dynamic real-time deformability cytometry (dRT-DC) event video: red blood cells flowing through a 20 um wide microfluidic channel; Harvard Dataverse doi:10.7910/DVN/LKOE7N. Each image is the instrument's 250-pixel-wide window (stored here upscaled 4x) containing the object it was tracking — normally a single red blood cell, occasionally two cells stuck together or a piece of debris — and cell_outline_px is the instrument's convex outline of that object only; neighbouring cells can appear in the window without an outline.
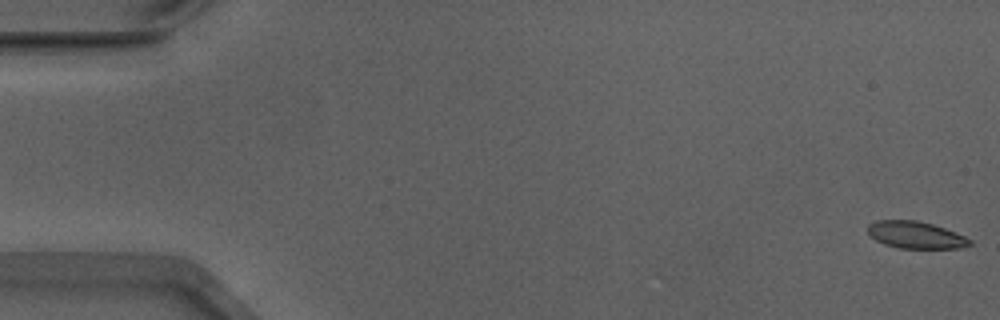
{"species": "Egyptian fruit bat (a non-hibernating species)", "species_latin": "Rousettus aegyptiacus", "temperature_condition": "warm", "stored_images_in_passage": 53, "camera_frame_rate_fps": 3000, "um_per_image_px": 0.085, "animal": {"sex": "male"}, "frame": {"image": 1, "passage_image": 1, "time_ms": 0.0, "image_size_px": [1000, 320], "cell_outline_px": [[972, 244], [964, 248], [896, 248], [884, 244], [876, 240], [868, 232], [868, 224], [876, 220], [916, 220], [932, 224], [956, 232], [972, 240]], "centroid_in_image_um": [77.85, 19.97], "position_along_channel_um": 7.2, "area_um2": 16.13}}
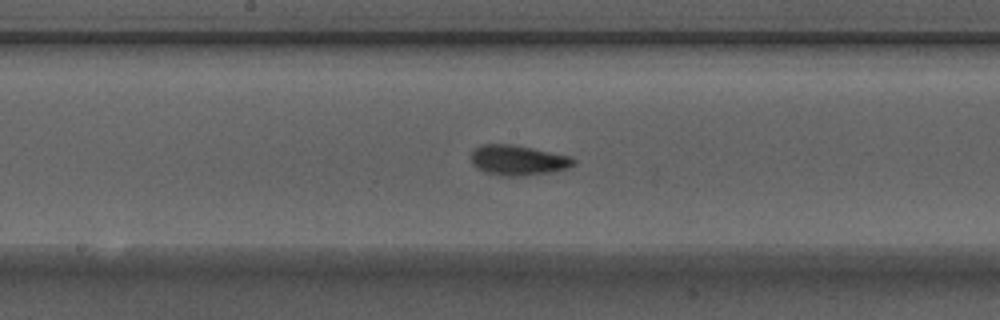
{"frame": {"image": 2, "passage_image": 28, "time_ms": 9.0, "image_size_px": [1000, 320], "cell_outline_px": [[576, 164], [568, 168], [552, 172], [524, 176], [504, 176], [484, 172], [476, 168], [472, 164], [472, 152], [480, 144], [512, 144], [572, 156], [576, 160]], "centroid_in_image_um": [44.06, 13.62], "position_along_channel_um": 204.1, "area_um2": 18.21}}
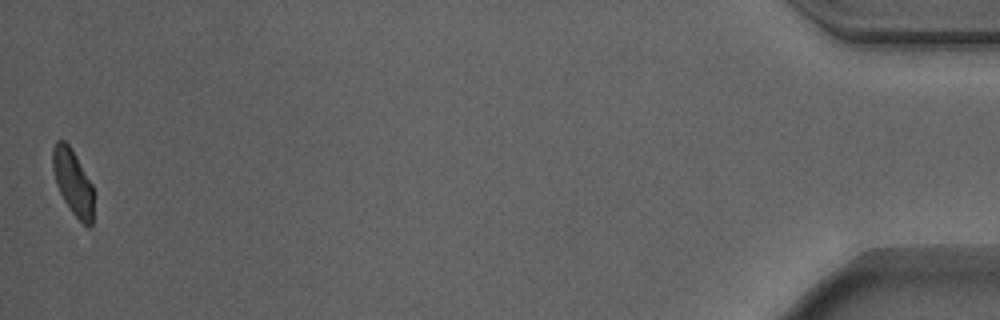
{"frame": {"image": 3, "passage_image": 53, "time_ms": 17.333, "image_size_px": [1000, 320], "cell_outline_px": [[92, 228], [88, 228], [72, 212], [64, 200], [56, 184], [52, 168], [52, 148], [56, 140], [64, 140], [68, 144], [92, 184]], "centroid_in_image_um": [6.17, 15.48], "position_along_channel_um": 429.0, "area_um2": 15.32}, "authors_computed_cell_mechanics": {"area_um2": 16.8198, "velocity_mm_per_s": 3.8819, "shape_relaxation_time_tau1_ms": 4.4783, "shape_relaxation_time_tau2_ms": 2.0523, "deformation_change_tau1": 0.1377, "deformation_change_tau2": 0.0921}}